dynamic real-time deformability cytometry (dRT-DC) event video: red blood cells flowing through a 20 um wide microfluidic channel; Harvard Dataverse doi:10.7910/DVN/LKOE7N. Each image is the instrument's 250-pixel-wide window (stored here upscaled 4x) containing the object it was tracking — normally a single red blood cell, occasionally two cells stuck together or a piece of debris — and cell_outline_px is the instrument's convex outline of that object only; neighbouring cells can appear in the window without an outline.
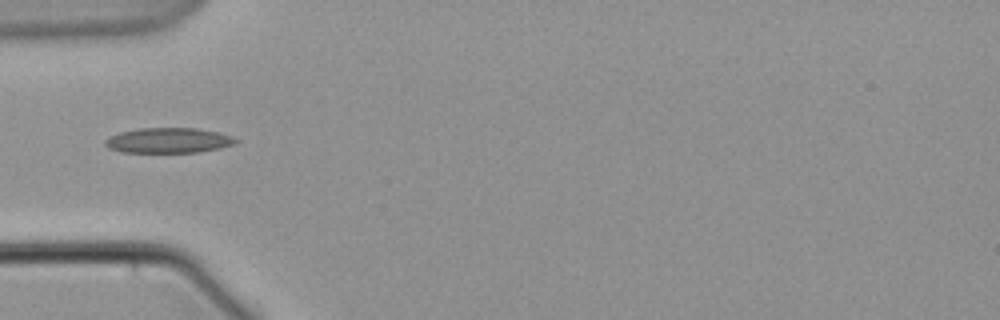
{"species": "common noctule bat (a hibernating species)", "species_latin": "Nyctalus noctula", "temperature_condition": "warm", "stored_images_in_passage": 11, "camera_frame_rate_fps": 3000, "um_per_image_px": 0.085, "animal": {"sex": "male", "body_mass_g": 21.5, "forearm_length_mm": 52.0}, "frame": {"image": 1, "passage_image": 1, "time_ms": 0.0, "image_size_px": [1000, 320], "cell_outline_px": [[240, 140], [236, 144], [220, 148], [196, 152], [124, 152], [108, 148], [104, 144], [104, 140], [120, 132], [140, 128], [196, 128], [220, 132], [232, 136]], "centroid_in_image_um": [14.37, 11.93], "position_along_channel_um": 70.6, "area_um2": 19.19}}
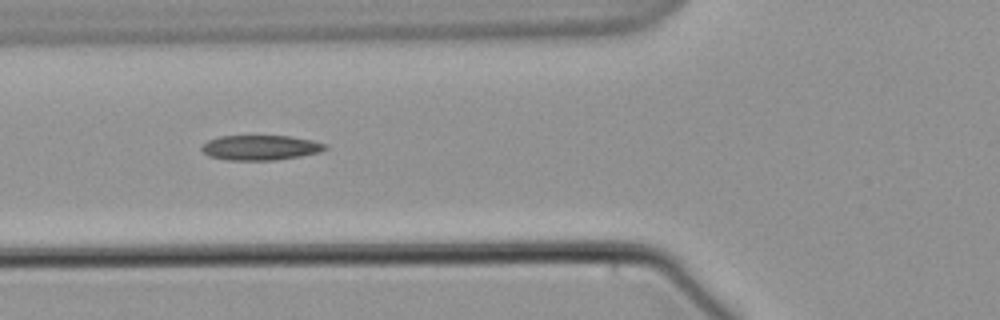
{"frame": {"image": 2, "passage_image": 2, "time_ms": 1.0, "image_size_px": [1000, 320], "cell_outline_px": [[328, 148], [320, 152], [300, 156], [276, 160], [228, 160], [208, 156], [200, 148], [208, 140], [220, 136], [292, 136], [312, 140], [328, 144]], "centroid_in_image_um": [22.17, 12.55], "position_along_channel_um": 103.6, "area_um2": 18.03}}
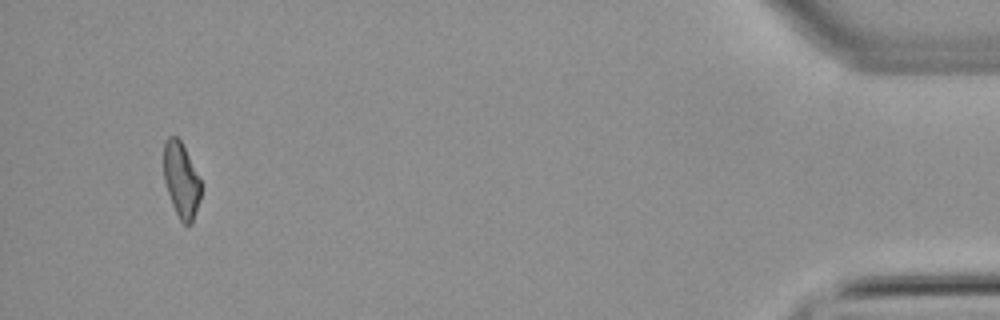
{"frame": {"image": 3, "passage_image": 11, "time_ms": 13.0, "image_size_px": [1000, 320], "cell_outline_px": [[200, 196], [192, 224], [184, 224], [180, 220], [172, 204], [164, 180], [164, 144], [168, 136], [176, 136], [180, 140], [200, 180]], "centroid_in_image_um": [15.38, 15.31], "position_along_channel_um": 419.8, "area_um2": 15.84}}